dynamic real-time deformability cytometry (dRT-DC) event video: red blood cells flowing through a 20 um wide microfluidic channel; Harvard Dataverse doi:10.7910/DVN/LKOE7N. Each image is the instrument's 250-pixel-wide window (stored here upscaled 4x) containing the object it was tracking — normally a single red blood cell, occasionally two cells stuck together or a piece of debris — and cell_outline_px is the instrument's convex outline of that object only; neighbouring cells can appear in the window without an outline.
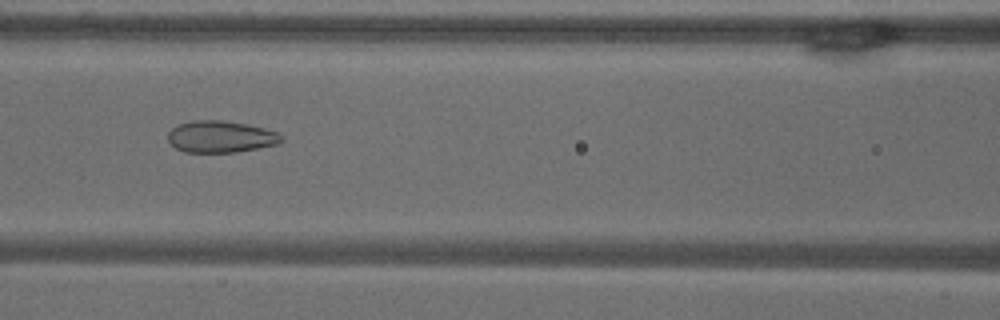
{"species": "common noctule bat (a hibernating species)", "species_latin": "Nyctalus noctula", "temperature_condition": "warm", "stored_images_in_passage": 43, "camera_frame_rate_fps": 3000, "um_per_image_px": 0.085, "animal": {"sex": "male", "body_mass_g": 18.8}, "frame": {"image": 1, "passage_image": 12, "time_ms": 3.667, "image_size_px": [1000, 320], "cell_outline_px": [[284, 140], [276, 144], [236, 152], [184, 152], [176, 148], [168, 140], [168, 132], [172, 128], [180, 124], [192, 120], [220, 120], [248, 124], [264, 128], [276, 132], [284, 136]], "centroid_in_image_um": [18.76, 11.61], "position_along_channel_um": 147.8, "area_um2": 20.92}}
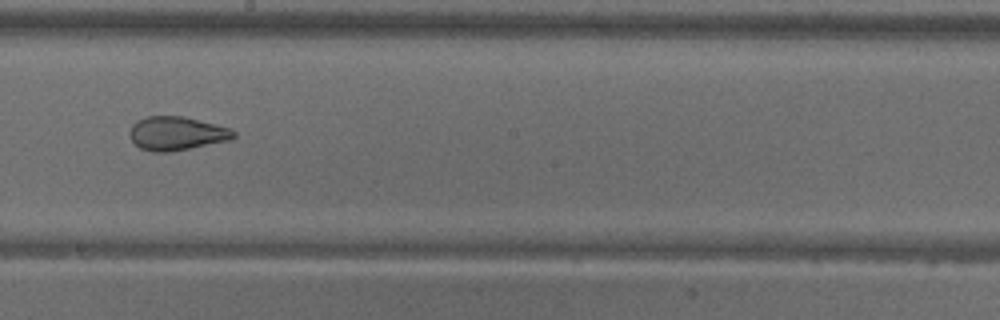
{"frame": {"image": 2, "passage_image": 19, "time_ms": 6.0, "image_size_px": [1000, 320], "cell_outline_px": [[236, 136], [228, 140], [168, 152], [152, 152], [140, 148], [128, 136], [128, 132], [132, 124], [136, 120], [144, 116], [184, 116], [232, 128], [236, 132]], "centroid_in_image_um": [14.98, 11.32], "position_along_channel_um": 233.2, "area_um2": 20.52}}
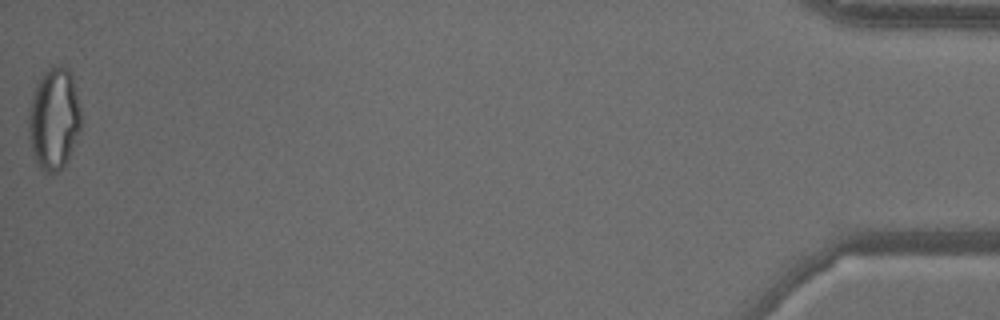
{"frame": {"image": 3, "passage_image": 43, "time_ms": 14.0, "image_size_px": [1000, 320], "cell_outline_px": [[80, 132], [64, 164], [52, 176], [44, 176], [36, 164], [28, 136], [28, 108], [36, 84], [44, 72], [52, 64], [60, 64], [68, 68], [72, 76], [80, 108]], "centroid_in_image_um": [4.55, 10.12], "position_along_channel_um": 430.6, "area_um2": 31.62}, "authors_computed_cell_mechanics": {"area_um2": 23.6402, "velocity_mm_per_s": 3.6608, "shape_relaxation_time_tau1_ms": null, "shape_relaxation_time_tau2_ms": 1.4796, "deformation_change_tau1": null, "deformation_change_tau2": 0.0878}}